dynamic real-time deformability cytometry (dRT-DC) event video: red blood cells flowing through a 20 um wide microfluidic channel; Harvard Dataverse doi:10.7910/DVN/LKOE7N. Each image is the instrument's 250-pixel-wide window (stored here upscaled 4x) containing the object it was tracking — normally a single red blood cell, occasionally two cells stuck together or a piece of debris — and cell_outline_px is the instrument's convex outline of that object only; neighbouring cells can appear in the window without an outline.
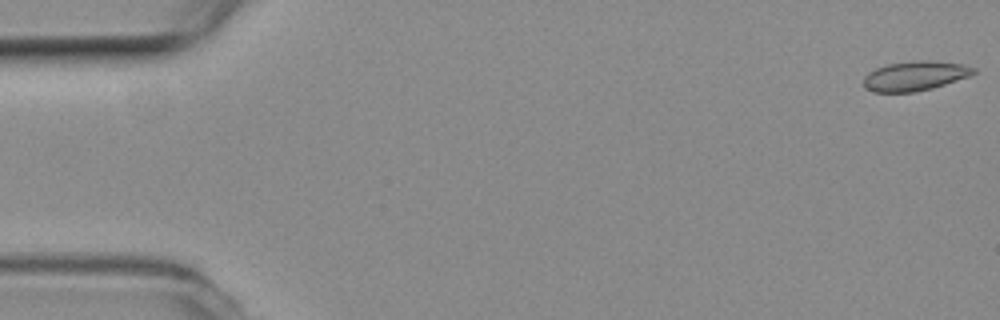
{"species": "common noctule bat (a hibernating species)", "species_latin": "Nyctalus noctula", "temperature_condition": "room temperature", "stored_images_in_passage": 5, "camera_frame_rate_fps": 3000, "um_per_image_px": 0.085, "animal": {"sex": "female", "body_mass_g": 19.3, "forearm_length_mm": 54.1}, "frame": {"image": 1, "passage_image": 1, "time_ms": 0.0, "image_size_px": [1000, 320], "cell_outline_px": [[976, 72], [968, 76], [932, 88], [912, 92], [872, 92], [864, 84], [864, 76], [868, 72], [876, 68], [888, 64], [912, 60], [928, 60], [964, 64], [976, 68]], "centroid_in_image_um": [77.77, 6.43], "position_along_channel_um": 7.2, "area_um2": 18.84}}
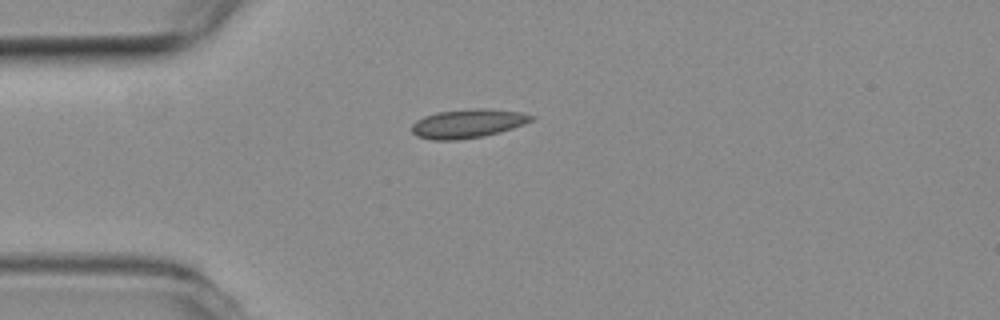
{"frame": {"image": 2, "passage_image": 5, "time_ms": 1.333, "image_size_px": [1000, 320], "cell_outline_px": [[536, 116], [532, 120], [524, 124], [500, 132], [484, 136], [456, 140], [432, 140], [416, 136], [412, 132], [412, 124], [416, 120], [424, 116], [436, 112], [472, 108], [488, 108], [520, 112]], "centroid_in_image_um": [39.75, 10.49], "position_along_channel_um": 45.3, "area_um2": 20.23}}